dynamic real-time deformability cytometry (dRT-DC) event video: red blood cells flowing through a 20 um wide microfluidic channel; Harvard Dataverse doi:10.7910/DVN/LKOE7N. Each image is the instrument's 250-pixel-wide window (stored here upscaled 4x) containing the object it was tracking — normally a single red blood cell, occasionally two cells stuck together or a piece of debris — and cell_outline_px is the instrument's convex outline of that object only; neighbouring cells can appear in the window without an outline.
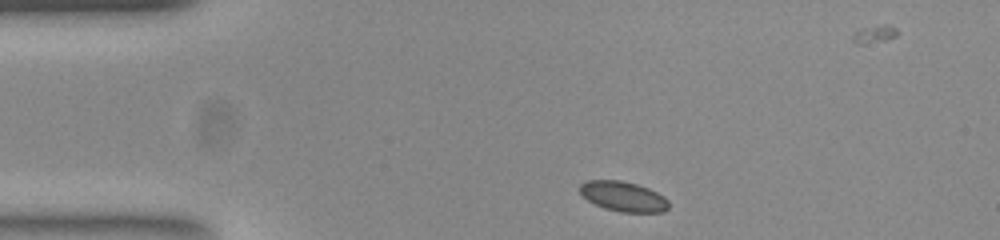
{"species": "common noctule bat (a hibernating species)", "species_latin": "Nyctalus noctula", "temperature_condition": "room temperature", "stored_images_in_passage": 45, "camera_frame_rate_fps": 3000, "um_per_image_px": 0.085, "animal": {"sex": "female", "body_mass_g": 23.0, "forearm_length_mm": 53.4}, "frame": {"image": 1, "passage_image": 1, "time_ms": 0.0, "image_size_px": [1000, 240], "cell_outline_px": [[668, 208], [664, 212], [620, 212], [604, 208], [588, 200], [580, 192], [580, 184], [588, 180], [620, 180], [636, 184], [648, 188], [664, 196], [668, 200]], "centroid_in_image_um": [52.99, 16.7], "position_along_channel_um": 32.0, "area_um2": 15.43}}
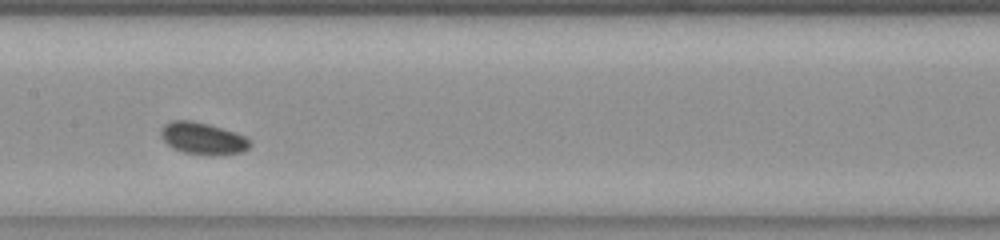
{"frame": {"image": 2, "passage_image": 17, "time_ms": 5.333, "image_size_px": [1000, 240], "cell_outline_px": [[252, 144], [244, 152], [184, 152], [172, 148], [160, 136], [160, 128], [164, 124], [172, 120], [192, 120], [208, 124], [244, 136]], "centroid_in_image_um": [17.15, 11.7], "position_along_channel_um": 190.2, "area_um2": 15.72}}
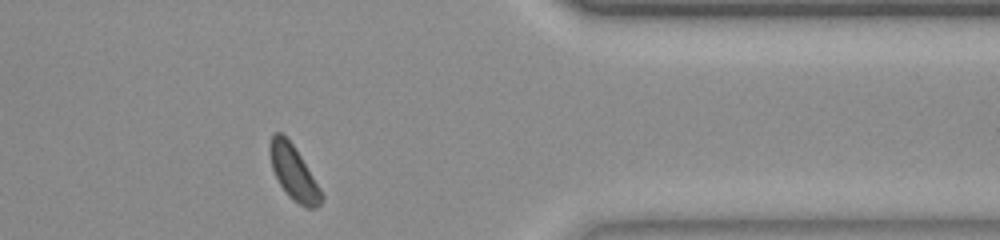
{"frame": {"image": 3, "passage_image": 34, "time_ms": 11.0, "image_size_px": [1000, 240], "cell_outline_px": [[324, 200], [316, 208], [308, 208], [292, 200], [288, 196], [280, 184], [272, 168], [268, 152], [268, 148], [272, 136], [276, 132], [280, 132], [292, 144], [300, 156], [320, 188], [324, 196]], "centroid_in_image_um": [24.95, 14.7], "position_along_channel_um": 386.4, "area_um2": 16.07}, "authors_computed_cell_mechanics": {"area_um2": 15.8372, "velocity_mm_per_s": 3.8097, "shape_relaxation_time_tau1_ms": null, "shape_relaxation_time_tau2_ms": 10.66, "deformation_change_tau1": null, "deformation_change_tau2": 0.1083}}